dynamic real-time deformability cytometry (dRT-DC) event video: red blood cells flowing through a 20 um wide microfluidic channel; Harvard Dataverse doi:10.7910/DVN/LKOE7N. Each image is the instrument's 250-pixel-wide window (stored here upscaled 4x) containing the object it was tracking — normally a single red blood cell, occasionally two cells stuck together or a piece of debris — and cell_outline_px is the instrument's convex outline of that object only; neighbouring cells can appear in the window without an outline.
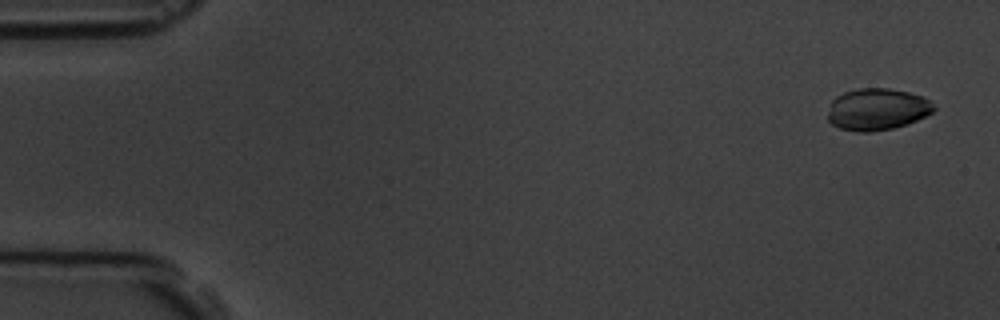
{"species": "common noctule bat (a hibernating species)", "species_latin": "Nyctalus noctula", "temperature_condition": "room temperature", "stored_images_in_passage": 5, "camera_frame_rate_fps": 3000, "um_per_image_px": 0.085, "animal": {"sex": "male", "body_mass_g": 19.5, "forearm_length_mm": 54.6}, "frame": {"image": 1, "passage_image": 1, "time_ms": 0.0, "image_size_px": [1000, 320], "cell_outline_px": [[936, 108], [932, 112], [908, 124], [892, 128], [868, 132], [860, 132], [840, 128], [832, 124], [828, 120], [828, 112], [832, 100], [836, 96], [844, 92], [856, 88], [888, 88], [908, 92], [924, 96]], "centroid_in_image_um": [74.54, 9.28], "position_along_channel_um": 10.5, "area_um2": 25.78}}
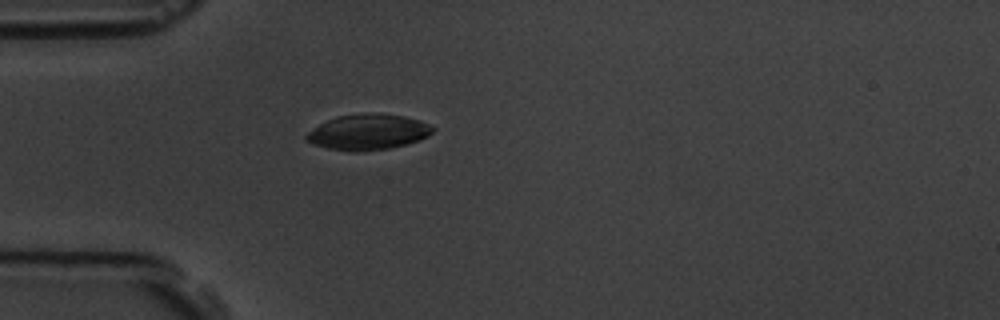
{"frame": {"image": 2, "passage_image": 5, "time_ms": 4.667, "image_size_px": [1000, 320], "cell_outline_px": [[436, 128], [428, 136], [420, 140], [388, 148], [356, 152], [352, 152], [328, 148], [312, 144], [304, 140], [304, 136], [308, 132], [320, 124], [336, 116], [372, 112], [376, 112], [404, 116], [420, 120]], "centroid_in_image_um": [31.27, 11.21], "position_along_channel_um": 53.7, "area_um2": 26.3}}